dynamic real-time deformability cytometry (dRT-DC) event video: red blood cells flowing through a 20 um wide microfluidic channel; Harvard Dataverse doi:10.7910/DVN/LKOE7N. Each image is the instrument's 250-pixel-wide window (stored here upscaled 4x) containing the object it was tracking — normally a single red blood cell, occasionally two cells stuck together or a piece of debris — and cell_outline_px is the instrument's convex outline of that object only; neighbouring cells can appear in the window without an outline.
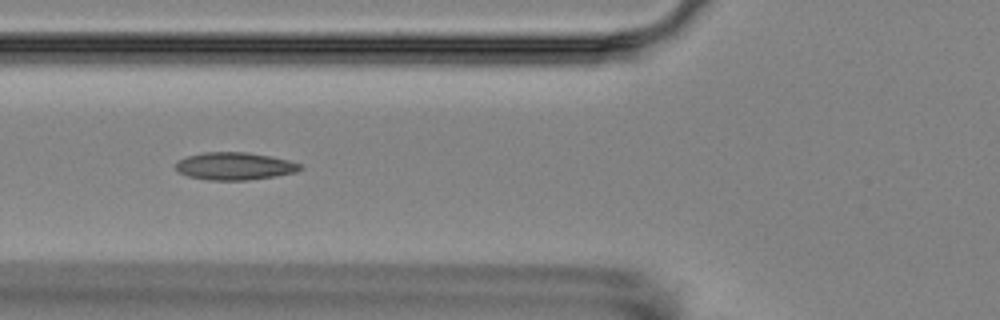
{"species": "Egyptian fruit bat (a non-hibernating species)", "species_latin": "Rousettus aegyptiacus", "temperature_condition": "room temperature", "stored_images_in_passage": 5, "camera_frame_rate_fps": 3000, "um_per_image_px": 0.085, "animal": {"sex": "female"}, "frame": {"image": 1, "passage_image": 5, "time_ms": 5.667, "image_size_px": [1000, 320], "cell_outline_px": [[304, 168], [296, 172], [276, 176], [248, 180], [208, 180], [188, 176], [180, 172], [176, 168], [176, 164], [180, 160], [188, 156], [204, 152], [248, 152], [272, 156], [288, 160], [300, 164]], "centroid_in_image_um": [19.99, 14.12], "position_along_channel_um": 105.8, "area_um2": 19.94}}